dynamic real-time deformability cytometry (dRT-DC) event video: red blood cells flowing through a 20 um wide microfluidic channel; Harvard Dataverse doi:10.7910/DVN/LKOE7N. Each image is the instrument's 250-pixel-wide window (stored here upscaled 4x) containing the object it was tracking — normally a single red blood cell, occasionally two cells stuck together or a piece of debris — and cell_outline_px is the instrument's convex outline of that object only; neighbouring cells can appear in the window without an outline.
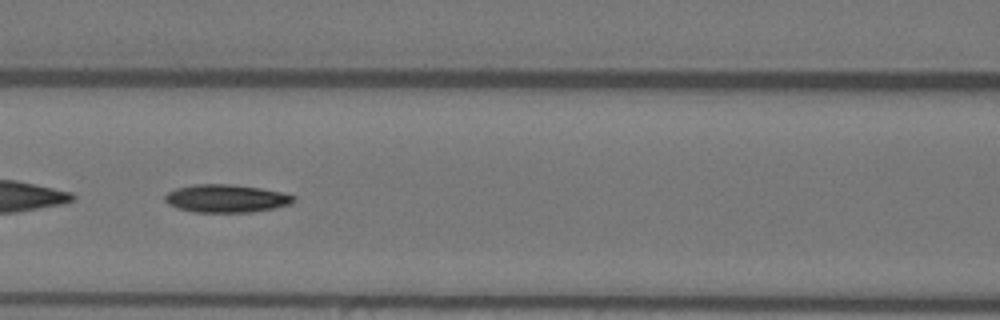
{"species": "Egyptian fruit bat (a non-hibernating species)", "species_latin": "Rousettus aegyptiacus", "temperature_condition": "warm", "stored_images_in_passage": 57, "camera_frame_rate_fps": 3000, "um_per_image_px": 0.085, "animal": {"sex": "female"}, "frame": {"image": 1, "passage_image": 25, "time_ms": 8.0, "image_size_px": [1000, 320], "cell_outline_px": [[296, 200], [292, 204], [252, 212], [196, 212], [176, 208], [168, 204], [164, 200], [164, 196], [168, 192], [176, 188], [192, 184], [232, 184], [260, 188], [284, 192], [296, 196]], "centroid_in_image_um": [19.24, 16.86], "position_along_channel_um": 147.4, "area_um2": 21.15}}
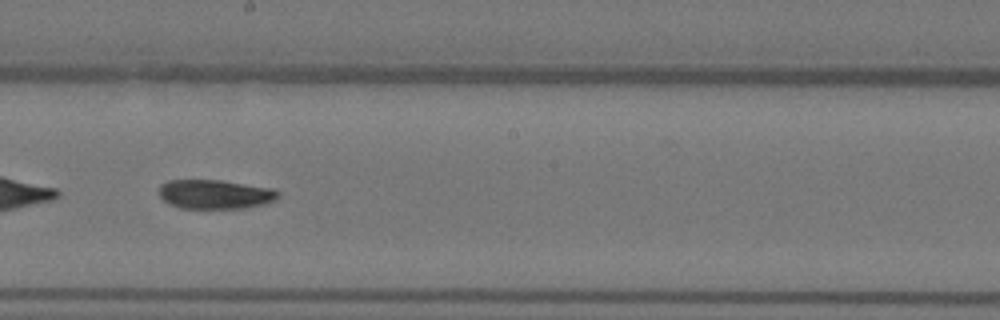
{"frame": {"image": 2, "passage_image": 32, "time_ms": 10.333, "image_size_px": [1000, 320], "cell_outline_px": [[280, 196], [276, 200], [264, 204], [244, 208], [180, 208], [168, 204], [160, 196], [160, 184], [168, 180], [220, 180], [272, 188], [280, 192]], "centroid_in_image_um": [18.29, 16.51], "position_along_channel_um": 229.9, "area_um2": 20.35}}
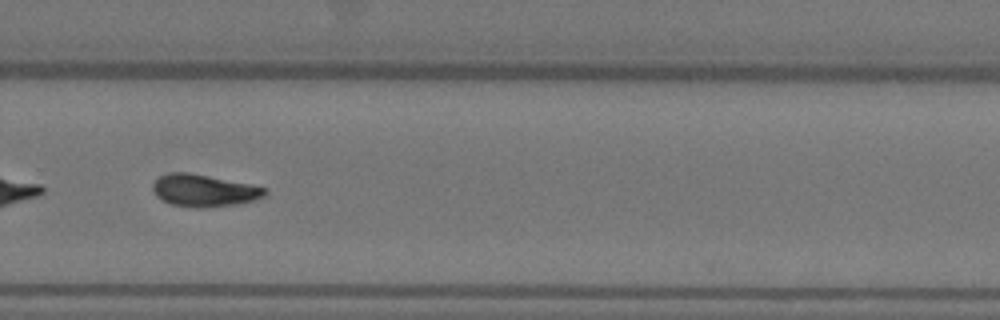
{"frame": {"image": 3, "passage_image": 39, "time_ms": 12.667, "image_size_px": [1000, 320], "cell_outline_px": [[268, 192], [264, 196], [256, 200], [240, 204], [208, 208], [192, 208], [172, 204], [160, 200], [156, 196], [152, 188], [152, 184], [160, 176], [168, 172], [188, 172], [268, 188]], "centroid_in_image_um": [17.34, 16.21], "position_along_channel_um": 312.5, "area_um2": 21.27}}